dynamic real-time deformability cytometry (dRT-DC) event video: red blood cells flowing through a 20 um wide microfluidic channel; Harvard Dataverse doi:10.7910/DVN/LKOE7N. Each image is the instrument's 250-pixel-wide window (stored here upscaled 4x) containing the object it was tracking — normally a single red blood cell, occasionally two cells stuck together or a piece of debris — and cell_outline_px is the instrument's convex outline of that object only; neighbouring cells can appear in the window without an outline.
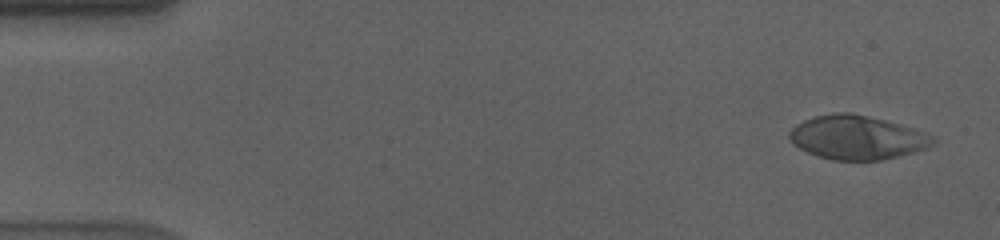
{"species": "human", "species_latin": "Homo sapiens", "temperature_condition": "cold", "stored_images_in_passage": 53, "camera_frame_rate_fps": 3000, "um_per_image_px": 0.085, "donor": {"sex": "male"}, "frame": {"image": 1, "passage_image": 1, "time_ms": 0.0, "image_size_px": [1000, 240], "cell_outline_px": [[936, 140], [928, 148], [880, 160], [832, 160], [808, 152], [800, 148], [788, 136], [788, 132], [796, 124], [804, 120], [816, 116], [836, 112], [852, 112], [884, 120], [912, 128], [924, 132], [932, 136]], "centroid_in_image_um": [72.84, 11.68], "position_along_channel_um": 12.2, "area_um2": 36.24}}
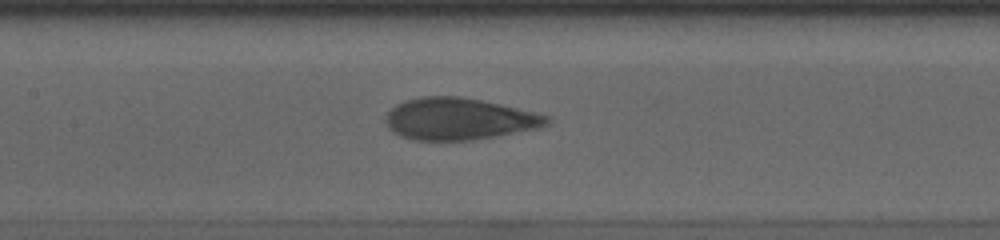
{"frame": {"image": 2, "passage_image": 25, "time_ms": 8.0, "image_size_px": [1000, 240], "cell_outline_px": [[552, 120], [548, 124], [536, 128], [496, 136], [472, 140], [412, 140], [400, 136], [392, 132], [388, 128], [384, 120], [388, 112], [396, 104], [408, 100], [424, 96], [460, 96], [480, 100], [552, 116]], "centroid_in_image_um": [38.99, 10.11], "position_along_channel_um": 168.4, "area_um2": 39.19}}
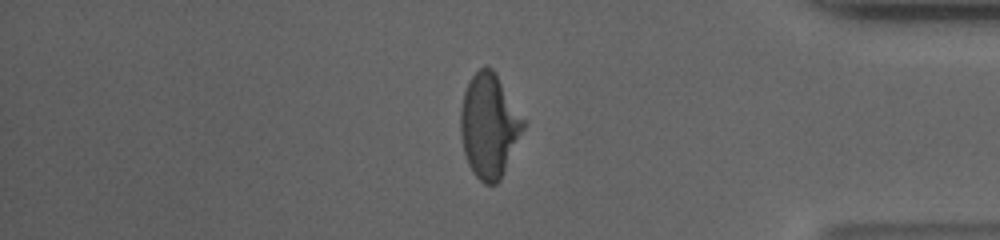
{"frame": {"image": 3, "passage_image": 46, "time_ms": 15.0, "image_size_px": [1000, 240], "cell_outline_px": [[524, 128], [504, 172], [500, 180], [496, 184], [484, 184], [472, 172], [468, 164], [464, 152], [460, 136], [460, 108], [464, 92], [468, 80], [480, 68], [492, 68], [496, 72], [524, 120]], "centroid_in_image_um": [41.55, 10.69], "position_along_channel_um": 393.7, "area_um2": 37.86}, "authors_computed_cell_mechanics": {"area_um2": 38.8416, "velocity_mm_per_s": 3.5775, "shape_relaxation_time_tau1_ms": 7.8714, "shape_relaxation_time_tau2_ms": 1.28, "deformation_change_tau1": 0.2368, "deformation_change_tau2": 0.0736}}